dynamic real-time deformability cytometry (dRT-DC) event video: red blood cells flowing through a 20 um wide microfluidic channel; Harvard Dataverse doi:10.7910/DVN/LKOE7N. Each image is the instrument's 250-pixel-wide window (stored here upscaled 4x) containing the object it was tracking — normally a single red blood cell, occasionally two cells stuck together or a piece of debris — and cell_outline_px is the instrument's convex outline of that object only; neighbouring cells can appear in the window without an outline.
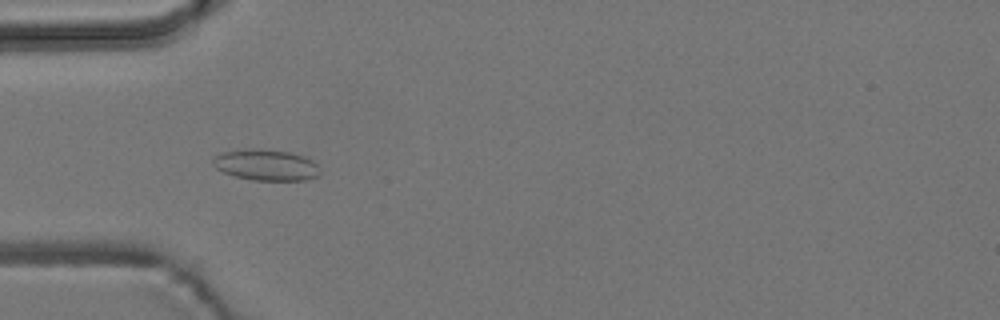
{"species": "common noctule bat (a hibernating species)", "species_latin": "Nyctalus noctula", "temperature_condition": "room temperature", "stored_images_in_passage": 6, "camera_frame_rate_fps": 3000, "um_per_image_px": 0.085, "animal": {"sex": "male", "body_mass_g": 19.2, "forearm_length_mm": 51.8}, "frame": {"image": 1, "passage_image": 5, "time_ms": 5.667, "image_size_px": [1000, 320], "cell_outline_px": [[320, 172], [316, 176], [304, 180], [252, 180], [236, 176], [224, 172], [216, 168], [212, 164], [212, 160], [216, 156], [224, 152], [252, 148], [288, 152], [304, 156], [312, 160], [316, 164]], "centroid_in_image_um": [22.61, 14.02], "position_along_channel_um": 62.4, "area_um2": 19.07}}